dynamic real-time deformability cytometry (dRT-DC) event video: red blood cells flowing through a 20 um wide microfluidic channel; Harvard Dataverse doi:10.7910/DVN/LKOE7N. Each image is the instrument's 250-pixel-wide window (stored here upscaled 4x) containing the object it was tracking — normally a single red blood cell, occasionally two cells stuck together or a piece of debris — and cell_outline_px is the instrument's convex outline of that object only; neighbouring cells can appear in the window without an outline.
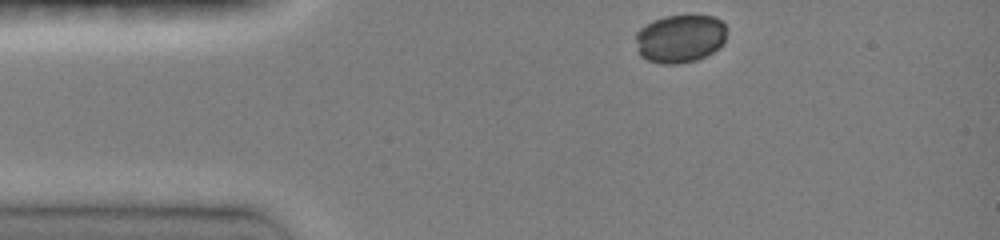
{"species": "common noctule bat (a hibernating species)", "species_latin": "Nyctalus noctula", "temperature_condition": "room temperature", "stored_images_in_passage": 15, "camera_frame_rate_fps": 3000, "um_per_image_px": 0.085, "animal": {"sex": "female", "body_mass_g": 19.0, "forearm_length_mm": 51.5}, "frame": {"image": 1, "passage_image": 1, "time_ms": 0.0, "image_size_px": [1000, 240], "cell_outline_px": [[724, 44], [720, 48], [696, 60], [676, 64], [660, 64], [648, 60], [640, 56], [636, 40], [636, 32], [640, 28], [652, 20], [664, 16], [712, 16], [720, 20], [724, 24]], "centroid_in_image_um": [57.78, 3.29], "position_along_channel_um": 27.2, "area_um2": 25.43}}
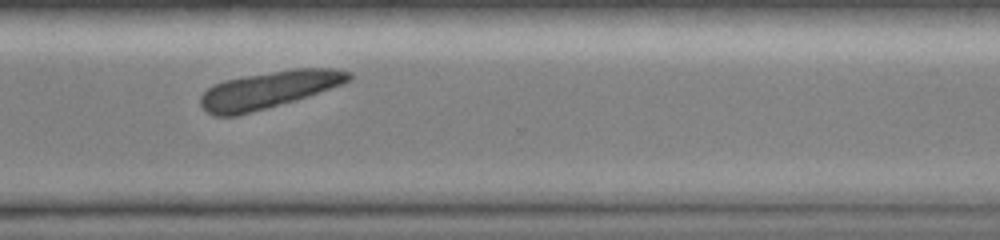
{"frame": {"image": 2, "passage_image": 13, "time_ms": 9.0, "image_size_px": [1000, 240], "cell_outline_px": [[352, 80], [308, 96], [296, 100], [236, 116], [212, 116], [200, 104], [200, 96], [212, 84], [224, 80], [244, 76], [292, 68], [336, 68], [352, 72]], "centroid_in_image_um": [22.85, 7.62], "position_along_channel_um": 347.7, "area_um2": 32.08}}
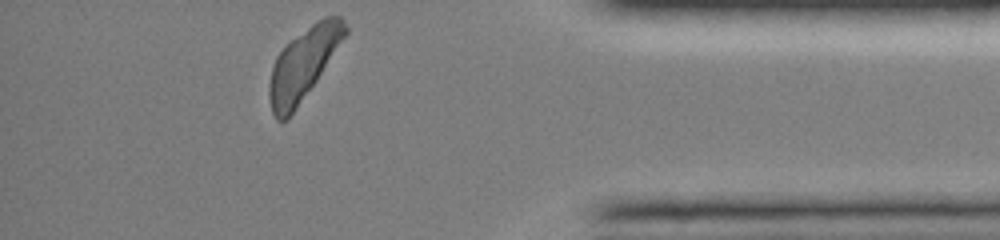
{"frame": {"image": 3, "passage_image": 15, "time_ms": 11.0, "image_size_px": [1000, 240], "cell_outline_px": [[348, 32], [316, 80], [288, 120], [276, 120], [272, 112], [268, 96], [268, 88], [272, 68], [276, 56], [284, 44], [316, 20], [324, 16], [340, 16], [344, 20], [348, 28]], "centroid_in_image_um": [25.76, 5.42], "position_along_channel_um": 409.4, "area_um2": 31.5}}